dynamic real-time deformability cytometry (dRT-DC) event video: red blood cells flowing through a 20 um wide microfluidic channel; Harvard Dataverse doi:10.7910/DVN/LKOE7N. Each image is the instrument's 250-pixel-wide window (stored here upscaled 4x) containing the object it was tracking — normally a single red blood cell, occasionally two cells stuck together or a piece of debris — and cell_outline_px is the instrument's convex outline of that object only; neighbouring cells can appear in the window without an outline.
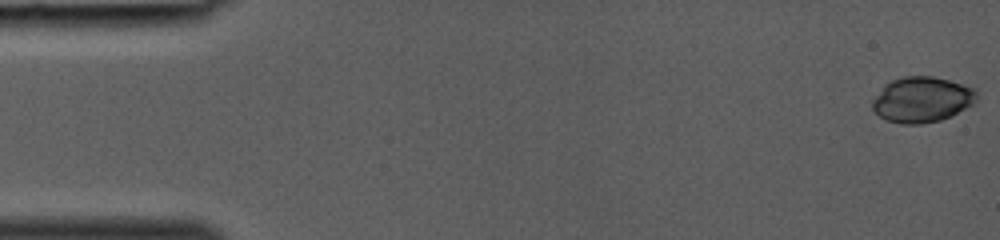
{"species": "common noctule bat (a hibernating species)", "species_latin": "Nyctalus noctula", "temperature_condition": "room temperature", "stored_images_in_passage": 39, "camera_frame_rate_fps": 3000, "um_per_image_px": 0.085, "animal": {"sex": "female", "body_mass_g": 19.0, "forearm_length_mm": 53.3}, "frame": {"image": 1, "passage_image": 1, "time_ms": 0.0, "image_size_px": [1000, 240], "cell_outline_px": [[976, 104], [952, 116], [940, 120], [920, 124], [900, 124], [888, 120], [880, 116], [872, 108], [872, 100], [884, 84], [892, 80], [904, 76], [932, 76], [948, 80], [976, 88]], "centroid_in_image_um": [78.39, 8.46], "position_along_channel_um": 6.6, "area_um2": 27.86}}
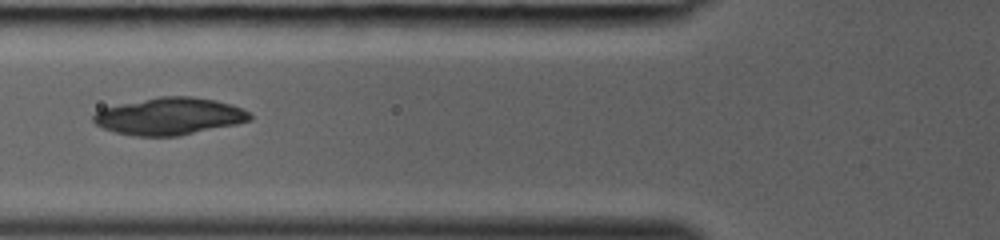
{"frame": {"image": 2, "passage_image": 16, "time_ms": 5.0, "image_size_px": [1000, 240], "cell_outline_px": [[252, 120], [236, 124], [180, 136], [136, 136], [116, 132], [104, 128], [96, 124], [92, 120], [92, 116], [96, 112], [104, 108], [120, 104], [160, 96], [192, 96], [216, 100], [232, 104], [248, 112], [252, 116]], "centroid_in_image_um": [14.42, 9.88], "position_along_channel_um": 111.4, "area_um2": 33.81}}
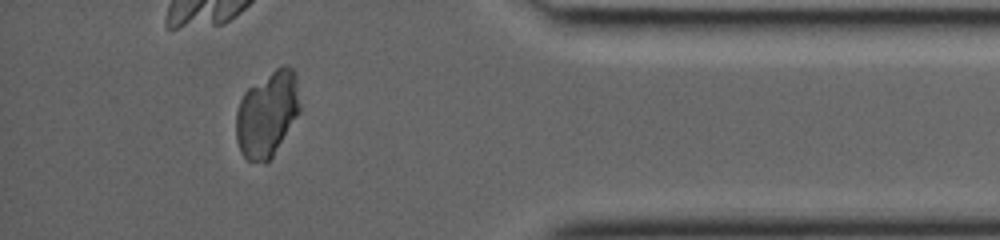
{"frame": {"image": 3, "passage_image": 35, "time_ms": 11.333, "image_size_px": [1000, 240], "cell_outline_px": [[300, 112], [272, 156], [264, 164], [248, 160], [240, 152], [236, 140], [236, 112], [240, 100], [244, 92], [248, 88], [276, 68], [284, 64], [292, 68], [296, 72], [300, 104]], "centroid_in_image_um": [22.71, 9.68], "position_along_channel_um": 412.5, "area_um2": 31.91}}